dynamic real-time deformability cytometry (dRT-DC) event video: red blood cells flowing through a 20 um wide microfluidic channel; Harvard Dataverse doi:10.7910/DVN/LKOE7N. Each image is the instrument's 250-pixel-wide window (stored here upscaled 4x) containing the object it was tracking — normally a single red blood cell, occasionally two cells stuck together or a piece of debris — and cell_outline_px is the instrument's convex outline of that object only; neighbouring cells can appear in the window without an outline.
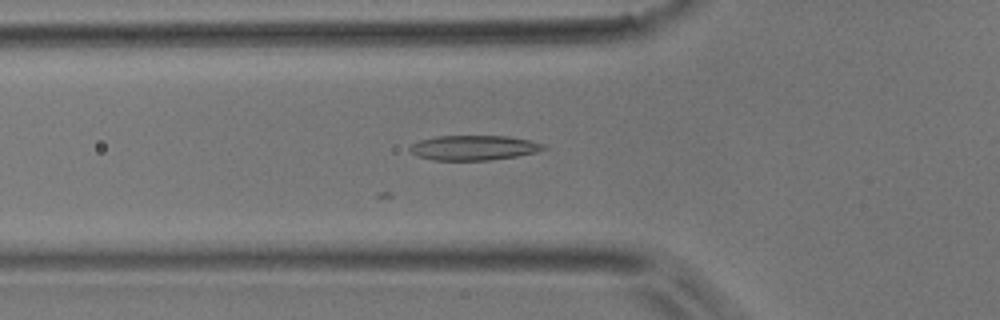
{"species": "common noctule bat (a hibernating species)", "species_latin": "Nyctalus noctula", "temperature_condition": "room temperature", "stored_images_in_passage": 30, "camera_frame_rate_fps": 3000, "um_per_image_px": 0.085, "animal": {"sex": "male", "body_mass_g": 17.9}, "frame": {"image": 1, "passage_image": 16, "time_ms": 5.0, "image_size_px": [1000, 320], "cell_outline_px": [[548, 148], [536, 152], [516, 156], [488, 160], [436, 160], [416, 156], [408, 152], [408, 148], [412, 144], [420, 140], [436, 136], [508, 136], [528, 140], [544, 144]], "centroid_in_image_um": [40.23, 12.56], "position_along_channel_um": 85.6, "area_um2": 19.36}}
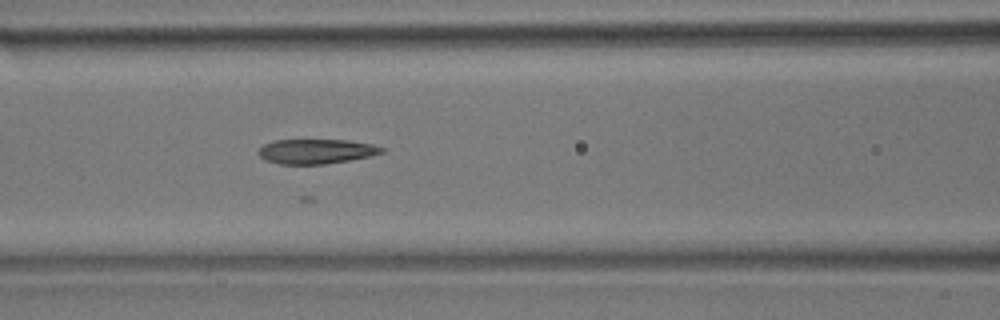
{"frame": {"image": 2, "passage_image": 20, "time_ms": 6.333, "image_size_px": [1000, 320], "cell_outline_px": [[384, 152], [372, 156], [324, 164], [280, 164], [264, 160], [256, 152], [264, 144], [272, 140], [348, 140], [372, 144], [384, 148]], "centroid_in_image_um": [26.85, 12.86], "position_along_channel_um": 139.7, "area_um2": 17.8}}